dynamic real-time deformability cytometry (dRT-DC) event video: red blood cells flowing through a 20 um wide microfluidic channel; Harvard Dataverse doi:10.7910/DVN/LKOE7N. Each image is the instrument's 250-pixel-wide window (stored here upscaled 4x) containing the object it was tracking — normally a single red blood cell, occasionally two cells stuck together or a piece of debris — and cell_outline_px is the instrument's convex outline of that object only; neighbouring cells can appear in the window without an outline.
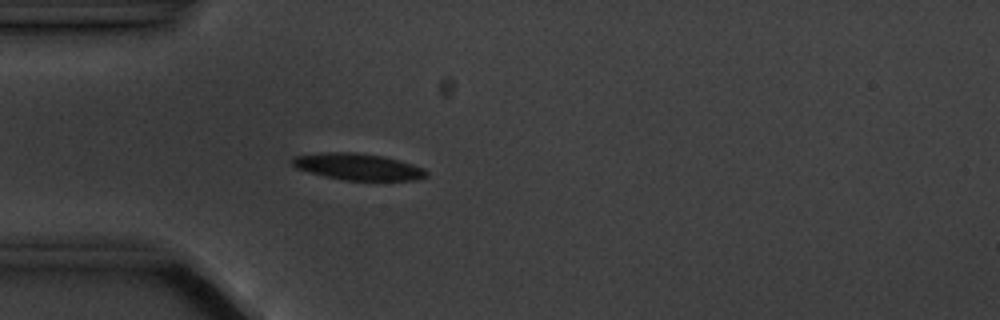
{"species": "common noctule bat (a hibernating species)", "species_latin": "Nyctalus noctula", "temperature_condition": "cold", "stored_images_in_passage": 3, "camera_frame_rate_fps": 3000, "um_per_image_px": 0.085, "animal": {"sex": "male", "body_mass_g": 20.1, "forearm_length_mm": 53.5}, "frame": {"image": 1, "passage_image": 3, "time_ms": 2.333, "image_size_px": [1000, 320], "cell_outline_px": [[428, 176], [416, 180], [344, 180], [324, 176], [296, 168], [292, 164], [292, 160], [296, 156], [320, 152], [356, 152], [384, 156], [412, 164], [424, 168], [428, 172]], "centroid_in_image_um": [30.45, 14.17], "position_along_channel_um": 54.5, "area_um2": 20.75}}